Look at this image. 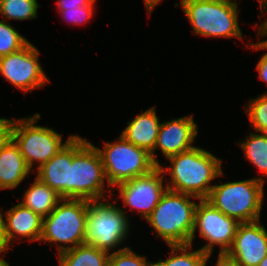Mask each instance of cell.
<instances>
[{
    "mask_svg": "<svg viewBox=\"0 0 267 266\" xmlns=\"http://www.w3.org/2000/svg\"><path fill=\"white\" fill-rule=\"evenodd\" d=\"M244 156L267 177V133H250L246 141L239 143Z\"/></svg>",
    "mask_w": 267,
    "mask_h": 266,
    "instance_id": "22",
    "label": "cell"
},
{
    "mask_svg": "<svg viewBox=\"0 0 267 266\" xmlns=\"http://www.w3.org/2000/svg\"><path fill=\"white\" fill-rule=\"evenodd\" d=\"M155 109V107H150L128 121L127 127L121 133L125 140L137 147L144 148L149 153L154 150L162 123L159 122Z\"/></svg>",
    "mask_w": 267,
    "mask_h": 266,
    "instance_id": "17",
    "label": "cell"
},
{
    "mask_svg": "<svg viewBox=\"0 0 267 266\" xmlns=\"http://www.w3.org/2000/svg\"><path fill=\"white\" fill-rule=\"evenodd\" d=\"M167 160L172 166L167 169L160 166L165 175L170 173L171 181L166 182L167 189L195 196L199 200L208 197L214 186L210 182L223 175L222 160L199 147H193Z\"/></svg>",
    "mask_w": 267,
    "mask_h": 266,
    "instance_id": "1",
    "label": "cell"
},
{
    "mask_svg": "<svg viewBox=\"0 0 267 266\" xmlns=\"http://www.w3.org/2000/svg\"><path fill=\"white\" fill-rule=\"evenodd\" d=\"M106 266H153L145 256L137 255L130 247H124L110 253Z\"/></svg>",
    "mask_w": 267,
    "mask_h": 266,
    "instance_id": "26",
    "label": "cell"
},
{
    "mask_svg": "<svg viewBox=\"0 0 267 266\" xmlns=\"http://www.w3.org/2000/svg\"><path fill=\"white\" fill-rule=\"evenodd\" d=\"M89 200L62 198L43 218L40 242L58 243L59 253L85 243ZM64 243V245H62ZM70 244L69 247L65 246Z\"/></svg>",
    "mask_w": 267,
    "mask_h": 266,
    "instance_id": "4",
    "label": "cell"
},
{
    "mask_svg": "<svg viewBox=\"0 0 267 266\" xmlns=\"http://www.w3.org/2000/svg\"><path fill=\"white\" fill-rule=\"evenodd\" d=\"M3 221L5 237L9 245L16 237L17 239L27 237L30 242L40 241L43 218L21 203L9 208Z\"/></svg>",
    "mask_w": 267,
    "mask_h": 266,
    "instance_id": "16",
    "label": "cell"
},
{
    "mask_svg": "<svg viewBox=\"0 0 267 266\" xmlns=\"http://www.w3.org/2000/svg\"><path fill=\"white\" fill-rule=\"evenodd\" d=\"M198 126L194 122L193 116H184L171 121L163 122L160 125L157 142L154 150L150 153L156 166H161L157 154L154 153L159 148L166 159L187 151L195 146L193 143L198 134Z\"/></svg>",
    "mask_w": 267,
    "mask_h": 266,
    "instance_id": "14",
    "label": "cell"
},
{
    "mask_svg": "<svg viewBox=\"0 0 267 266\" xmlns=\"http://www.w3.org/2000/svg\"><path fill=\"white\" fill-rule=\"evenodd\" d=\"M72 138L48 162L37 168V178L61 198L71 199Z\"/></svg>",
    "mask_w": 267,
    "mask_h": 266,
    "instance_id": "15",
    "label": "cell"
},
{
    "mask_svg": "<svg viewBox=\"0 0 267 266\" xmlns=\"http://www.w3.org/2000/svg\"><path fill=\"white\" fill-rule=\"evenodd\" d=\"M104 166L108 187L150 173L157 166L151 154L137 147L121 135L115 143L104 142V150L97 148Z\"/></svg>",
    "mask_w": 267,
    "mask_h": 266,
    "instance_id": "7",
    "label": "cell"
},
{
    "mask_svg": "<svg viewBox=\"0 0 267 266\" xmlns=\"http://www.w3.org/2000/svg\"><path fill=\"white\" fill-rule=\"evenodd\" d=\"M250 120V125L254 131L259 133H267V93L250 99V103L245 107Z\"/></svg>",
    "mask_w": 267,
    "mask_h": 266,
    "instance_id": "25",
    "label": "cell"
},
{
    "mask_svg": "<svg viewBox=\"0 0 267 266\" xmlns=\"http://www.w3.org/2000/svg\"><path fill=\"white\" fill-rule=\"evenodd\" d=\"M163 174L161 167L157 166L146 175L116 185L115 187H119V196L124 205L136 209L144 219H147L167 190V186L163 185L165 178Z\"/></svg>",
    "mask_w": 267,
    "mask_h": 266,
    "instance_id": "12",
    "label": "cell"
},
{
    "mask_svg": "<svg viewBox=\"0 0 267 266\" xmlns=\"http://www.w3.org/2000/svg\"><path fill=\"white\" fill-rule=\"evenodd\" d=\"M94 5L83 6L82 8H66L60 11L64 19L73 24H85L93 16Z\"/></svg>",
    "mask_w": 267,
    "mask_h": 266,
    "instance_id": "27",
    "label": "cell"
},
{
    "mask_svg": "<svg viewBox=\"0 0 267 266\" xmlns=\"http://www.w3.org/2000/svg\"><path fill=\"white\" fill-rule=\"evenodd\" d=\"M39 118L40 114L35 113L30 118L12 120V139L30 169L33 168L34 162L39 163L37 168L48 162L74 136L70 135L62 143V136L52 128L36 125Z\"/></svg>",
    "mask_w": 267,
    "mask_h": 266,
    "instance_id": "8",
    "label": "cell"
},
{
    "mask_svg": "<svg viewBox=\"0 0 267 266\" xmlns=\"http://www.w3.org/2000/svg\"><path fill=\"white\" fill-rule=\"evenodd\" d=\"M199 201L195 209L194 229L189 244L193 246L195 232L199 229L200 236L208 242L199 248L202 252L212 254L214 245H219V253H227L233 244L240 222L225 215L205 199Z\"/></svg>",
    "mask_w": 267,
    "mask_h": 266,
    "instance_id": "10",
    "label": "cell"
},
{
    "mask_svg": "<svg viewBox=\"0 0 267 266\" xmlns=\"http://www.w3.org/2000/svg\"><path fill=\"white\" fill-rule=\"evenodd\" d=\"M250 49H254V50H265L267 49V39L266 40H263V41H259L257 43H252L250 45L249 43V46H248ZM257 70H258V76L261 80L265 81L266 84H267V53L264 54L260 60L258 61L257 63ZM267 93V92H265Z\"/></svg>",
    "mask_w": 267,
    "mask_h": 266,
    "instance_id": "28",
    "label": "cell"
},
{
    "mask_svg": "<svg viewBox=\"0 0 267 266\" xmlns=\"http://www.w3.org/2000/svg\"><path fill=\"white\" fill-rule=\"evenodd\" d=\"M171 254L167 259H160L153 266H206L212 254L202 252L200 249L190 251L192 245H169ZM180 251V252H178ZM181 253V254H179Z\"/></svg>",
    "mask_w": 267,
    "mask_h": 266,
    "instance_id": "21",
    "label": "cell"
},
{
    "mask_svg": "<svg viewBox=\"0 0 267 266\" xmlns=\"http://www.w3.org/2000/svg\"><path fill=\"white\" fill-rule=\"evenodd\" d=\"M258 2L260 4L261 15H262L263 11H265V9L267 7V0H258Z\"/></svg>",
    "mask_w": 267,
    "mask_h": 266,
    "instance_id": "35",
    "label": "cell"
},
{
    "mask_svg": "<svg viewBox=\"0 0 267 266\" xmlns=\"http://www.w3.org/2000/svg\"><path fill=\"white\" fill-rule=\"evenodd\" d=\"M61 199L53 189L36 177L29 189L25 190L20 203L45 218L56 208Z\"/></svg>",
    "mask_w": 267,
    "mask_h": 266,
    "instance_id": "19",
    "label": "cell"
},
{
    "mask_svg": "<svg viewBox=\"0 0 267 266\" xmlns=\"http://www.w3.org/2000/svg\"><path fill=\"white\" fill-rule=\"evenodd\" d=\"M96 0H58V9L60 11L66 8H82L83 6L94 5Z\"/></svg>",
    "mask_w": 267,
    "mask_h": 266,
    "instance_id": "30",
    "label": "cell"
},
{
    "mask_svg": "<svg viewBox=\"0 0 267 266\" xmlns=\"http://www.w3.org/2000/svg\"><path fill=\"white\" fill-rule=\"evenodd\" d=\"M195 196L166 190L159 203L146 219L156 237L169 245H187L191 241L194 229L196 202Z\"/></svg>",
    "mask_w": 267,
    "mask_h": 266,
    "instance_id": "2",
    "label": "cell"
},
{
    "mask_svg": "<svg viewBox=\"0 0 267 266\" xmlns=\"http://www.w3.org/2000/svg\"><path fill=\"white\" fill-rule=\"evenodd\" d=\"M264 180L262 177H254L249 180L216 184L205 200L240 223L260 220Z\"/></svg>",
    "mask_w": 267,
    "mask_h": 266,
    "instance_id": "3",
    "label": "cell"
},
{
    "mask_svg": "<svg viewBox=\"0 0 267 266\" xmlns=\"http://www.w3.org/2000/svg\"><path fill=\"white\" fill-rule=\"evenodd\" d=\"M39 50L30 42L21 50L0 57V73L22 92L44 87L50 80L40 66Z\"/></svg>",
    "mask_w": 267,
    "mask_h": 266,
    "instance_id": "11",
    "label": "cell"
},
{
    "mask_svg": "<svg viewBox=\"0 0 267 266\" xmlns=\"http://www.w3.org/2000/svg\"><path fill=\"white\" fill-rule=\"evenodd\" d=\"M109 255V252L85 243L58 254L60 266H106Z\"/></svg>",
    "mask_w": 267,
    "mask_h": 266,
    "instance_id": "20",
    "label": "cell"
},
{
    "mask_svg": "<svg viewBox=\"0 0 267 266\" xmlns=\"http://www.w3.org/2000/svg\"><path fill=\"white\" fill-rule=\"evenodd\" d=\"M215 266H240L237 261L227 253H219Z\"/></svg>",
    "mask_w": 267,
    "mask_h": 266,
    "instance_id": "32",
    "label": "cell"
},
{
    "mask_svg": "<svg viewBox=\"0 0 267 266\" xmlns=\"http://www.w3.org/2000/svg\"><path fill=\"white\" fill-rule=\"evenodd\" d=\"M194 34L243 40L235 1L180 0Z\"/></svg>",
    "mask_w": 267,
    "mask_h": 266,
    "instance_id": "5",
    "label": "cell"
},
{
    "mask_svg": "<svg viewBox=\"0 0 267 266\" xmlns=\"http://www.w3.org/2000/svg\"><path fill=\"white\" fill-rule=\"evenodd\" d=\"M7 120V118H0V126Z\"/></svg>",
    "mask_w": 267,
    "mask_h": 266,
    "instance_id": "38",
    "label": "cell"
},
{
    "mask_svg": "<svg viewBox=\"0 0 267 266\" xmlns=\"http://www.w3.org/2000/svg\"><path fill=\"white\" fill-rule=\"evenodd\" d=\"M37 0H0V14L7 20L37 18Z\"/></svg>",
    "mask_w": 267,
    "mask_h": 266,
    "instance_id": "23",
    "label": "cell"
},
{
    "mask_svg": "<svg viewBox=\"0 0 267 266\" xmlns=\"http://www.w3.org/2000/svg\"><path fill=\"white\" fill-rule=\"evenodd\" d=\"M258 36H267V20L259 26Z\"/></svg>",
    "mask_w": 267,
    "mask_h": 266,
    "instance_id": "34",
    "label": "cell"
},
{
    "mask_svg": "<svg viewBox=\"0 0 267 266\" xmlns=\"http://www.w3.org/2000/svg\"><path fill=\"white\" fill-rule=\"evenodd\" d=\"M12 140V120L7 119L0 126V153Z\"/></svg>",
    "mask_w": 267,
    "mask_h": 266,
    "instance_id": "29",
    "label": "cell"
},
{
    "mask_svg": "<svg viewBox=\"0 0 267 266\" xmlns=\"http://www.w3.org/2000/svg\"><path fill=\"white\" fill-rule=\"evenodd\" d=\"M29 41L7 21L0 20V57L18 52Z\"/></svg>",
    "mask_w": 267,
    "mask_h": 266,
    "instance_id": "24",
    "label": "cell"
},
{
    "mask_svg": "<svg viewBox=\"0 0 267 266\" xmlns=\"http://www.w3.org/2000/svg\"><path fill=\"white\" fill-rule=\"evenodd\" d=\"M0 266H10L5 260L0 261Z\"/></svg>",
    "mask_w": 267,
    "mask_h": 266,
    "instance_id": "37",
    "label": "cell"
},
{
    "mask_svg": "<svg viewBox=\"0 0 267 266\" xmlns=\"http://www.w3.org/2000/svg\"><path fill=\"white\" fill-rule=\"evenodd\" d=\"M258 266H267V256L261 261Z\"/></svg>",
    "mask_w": 267,
    "mask_h": 266,
    "instance_id": "36",
    "label": "cell"
},
{
    "mask_svg": "<svg viewBox=\"0 0 267 266\" xmlns=\"http://www.w3.org/2000/svg\"><path fill=\"white\" fill-rule=\"evenodd\" d=\"M104 200H89L85 244L109 252L125 241L130 229L124 210Z\"/></svg>",
    "mask_w": 267,
    "mask_h": 266,
    "instance_id": "9",
    "label": "cell"
},
{
    "mask_svg": "<svg viewBox=\"0 0 267 266\" xmlns=\"http://www.w3.org/2000/svg\"><path fill=\"white\" fill-rule=\"evenodd\" d=\"M227 254L240 266H258L267 256V230L260 220L240 223Z\"/></svg>",
    "mask_w": 267,
    "mask_h": 266,
    "instance_id": "13",
    "label": "cell"
},
{
    "mask_svg": "<svg viewBox=\"0 0 267 266\" xmlns=\"http://www.w3.org/2000/svg\"><path fill=\"white\" fill-rule=\"evenodd\" d=\"M31 172L12 139L0 153V189H15Z\"/></svg>",
    "mask_w": 267,
    "mask_h": 266,
    "instance_id": "18",
    "label": "cell"
},
{
    "mask_svg": "<svg viewBox=\"0 0 267 266\" xmlns=\"http://www.w3.org/2000/svg\"><path fill=\"white\" fill-rule=\"evenodd\" d=\"M10 246L7 243L4 231V221H3V213L0 211V254L4 253V251H9ZM4 259L0 258V261Z\"/></svg>",
    "mask_w": 267,
    "mask_h": 266,
    "instance_id": "31",
    "label": "cell"
},
{
    "mask_svg": "<svg viewBox=\"0 0 267 266\" xmlns=\"http://www.w3.org/2000/svg\"><path fill=\"white\" fill-rule=\"evenodd\" d=\"M162 0H144L146 10L148 14L152 12L153 9H155V6L159 4Z\"/></svg>",
    "mask_w": 267,
    "mask_h": 266,
    "instance_id": "33",
    "label": "cell"
},
{
    "mask_svg": "<svg viewBox=\"0 0 267 266\" xmlns=\"http://www.w3.org/2000/svg\"><path fill=\"white\" fill-rule=\"evenodd\" d=\"M105 171L97 147L78 135L72 137L71 199L105 198Z\"/></svg>",
    "mask_w": 267,
    "mask_h": 266,
    "instance_id": "6",
    "label": "cell"
}]
</instances>
